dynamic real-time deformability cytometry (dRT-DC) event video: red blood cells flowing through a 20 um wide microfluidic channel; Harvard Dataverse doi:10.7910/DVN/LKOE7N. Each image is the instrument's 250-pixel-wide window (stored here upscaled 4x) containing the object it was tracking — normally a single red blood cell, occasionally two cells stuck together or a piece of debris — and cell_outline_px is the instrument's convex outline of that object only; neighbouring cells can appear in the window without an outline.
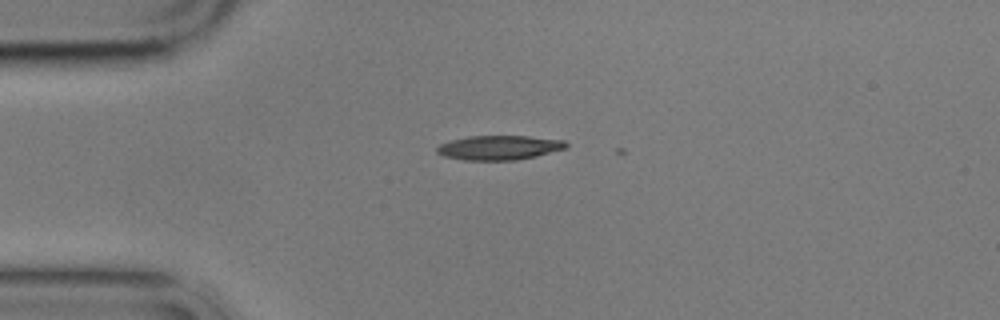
{"species": "common noctule bat (a hibernating species)", "species_latin": "Nyctalus noctula", "temperature_condition": "cold", "stored_images_in_passage": 2, "camera_frame_rate_fps": 3000, "um_per_image_px": 0.085, "animal": {"sex": "male", "body_mass_g": 17.9}, "frame": {"image": 1, "passage_image": 1, "time_ms": 0.0, "image_size_px": [1000, 320], "cell_outline_px": [[568, 148], [536, 156], [516, 160], [464, 160], [444, 156], [436, 152], [436, 148], [440, 144], [452, 140], [468, 136], [528, 136], [564, 140], [568, 144]], "centroid_in_image_um": [42.45, 12.55], "position_along_channel_um": 42.6, "area_um2": 18.38}}